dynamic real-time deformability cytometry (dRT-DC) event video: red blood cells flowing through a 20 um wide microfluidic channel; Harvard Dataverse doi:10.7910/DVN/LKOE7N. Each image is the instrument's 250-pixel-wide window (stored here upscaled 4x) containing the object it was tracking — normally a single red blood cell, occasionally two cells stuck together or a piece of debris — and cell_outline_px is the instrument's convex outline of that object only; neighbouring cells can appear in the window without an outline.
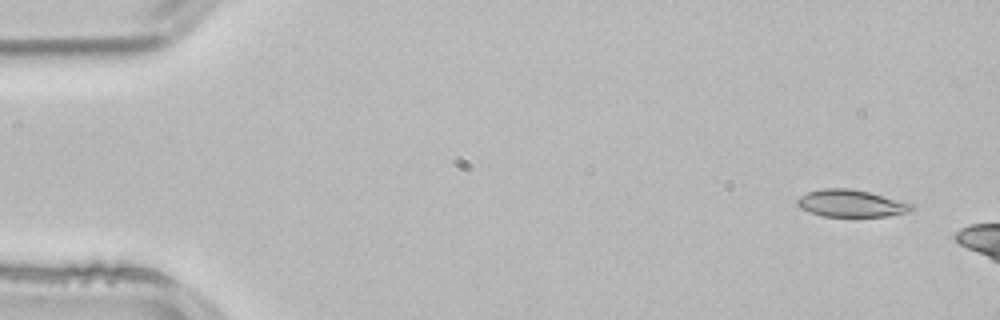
{"species": "common noctule bat (a hibernating species)", "species_latin": "Nyctalus noctula", "temperature_condition": "room temperature", "stored_images_in_passage": 2, "camera_frame_rate_fps": 3000, "um_per_image_px": 0.085, "animal": {"sex": "male", "body_mass_g": 21.5, "forearm_length_mm": 52.0}, "frame": {"image": 1, "passage_image": 1, "time_ms": 0.0, "image_size_px": [1000, 320], "cell_outline_px": [[912, 212], [888, 216], [824, 216], [800, 208], [796, 204], [796, 200], [800, 196], [808, 192], [824, 188], [848, 188], [868, 192], [912, 204]], "centroid_in_image_um": [72.32, 17.29], "position_along_channel_um": 12.7, "area_um2": 17.8}}